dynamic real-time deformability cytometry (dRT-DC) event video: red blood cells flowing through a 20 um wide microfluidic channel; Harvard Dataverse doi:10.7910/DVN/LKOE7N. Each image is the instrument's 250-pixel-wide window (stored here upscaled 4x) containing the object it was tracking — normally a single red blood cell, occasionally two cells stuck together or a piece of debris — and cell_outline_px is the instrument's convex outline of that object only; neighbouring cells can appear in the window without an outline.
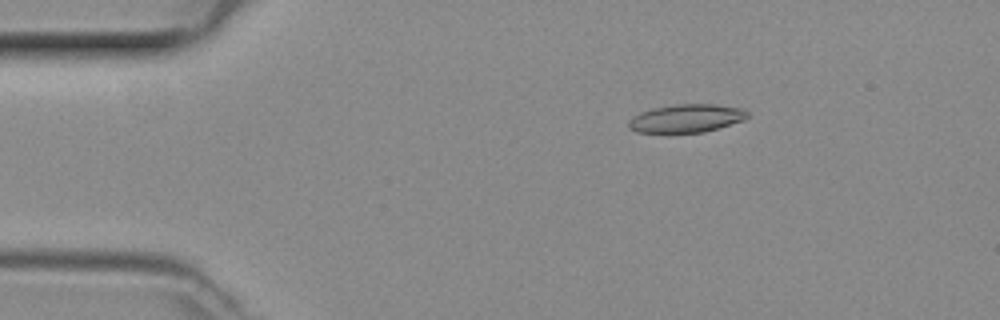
{"species": "common noctule bat (a hibernating species)", "species_latin": "Nyctalus noctula", "temperature_condition": "room temperature", "stored_images_in_passage": 44, "camera_frame_rate_fps": 3000, "um_per_image_px": 0.085, "animal": {"sex": "female", "body_mass_g": 29.2, "forearm_length_mm": 56.3}, "frame": {"image": 1, "passage_image": 4, "time_ms": 1.0, "image_size_px": [1000, 320], "cell_outline_px": [[748, 116], [744, 120], [720, 128], [704, 132], [636, 132], [628, 128], [628, 120], [632, 116], [640, 112], [652, 108], [676, 104], [716, 104], [740, 108], [748, 112]], "centroid_in_image_um": [58.32, 10.05], "position_along_channel_um": 26.7, "area_um2": 19.59}}
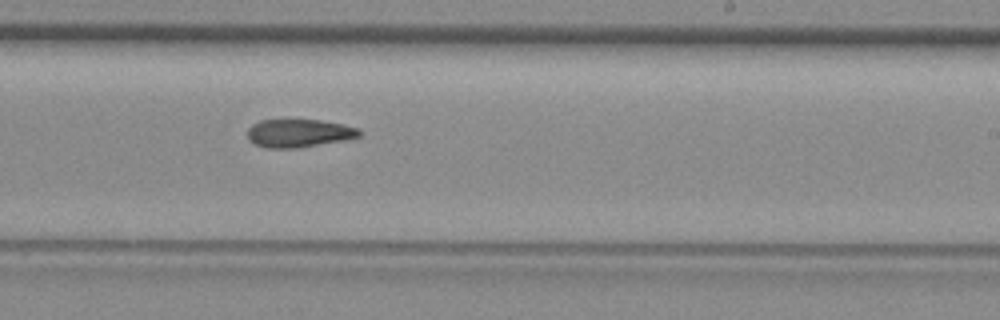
{"frame": {"image": 2, "passage_image": 25, "time_ms": 8.0, "image_size_px": [1000, 320], "cell_outline_px": [[360, 136], [340, 140], [296, 148], [268, 148], [252, 144], [248, 140], [248, 128], [252, 124], [260, 120], [284, 116], [288, 116], [320, 120], [344, 124], [360, 128]], "centroid_in_image_um": [25.31, 11.25], "position_along_channel_um": 263.7, "area_um2": 19.13}}
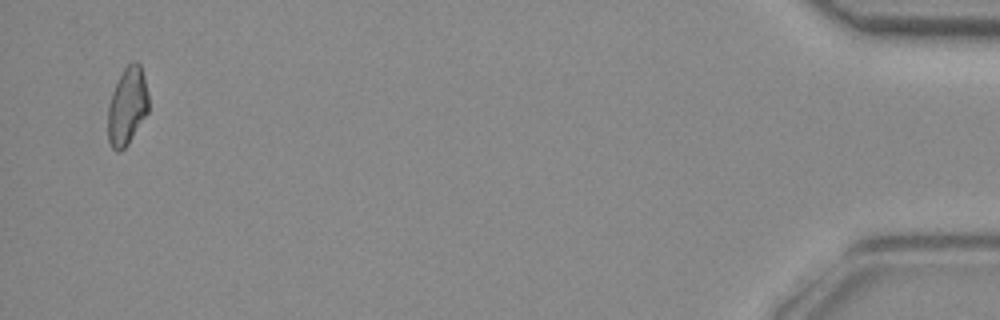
{"frame": {"image": 3, "passage_image": 43, "time_ms": 14.0, "image_size_px": [1000, 320], "cell_outline_px": [[148, 112], [128, 144], [120, 152], [116, 152], [112, 148], [108, 140], [108, 104], [112, 92], [124, 68], [132, 60], [136, 60], [140, 64], [148, 92]], "centroid_in_image_um": [10.81, 9.03], "position_along_channel_um": 424.4, "area_um2": 18.44}}